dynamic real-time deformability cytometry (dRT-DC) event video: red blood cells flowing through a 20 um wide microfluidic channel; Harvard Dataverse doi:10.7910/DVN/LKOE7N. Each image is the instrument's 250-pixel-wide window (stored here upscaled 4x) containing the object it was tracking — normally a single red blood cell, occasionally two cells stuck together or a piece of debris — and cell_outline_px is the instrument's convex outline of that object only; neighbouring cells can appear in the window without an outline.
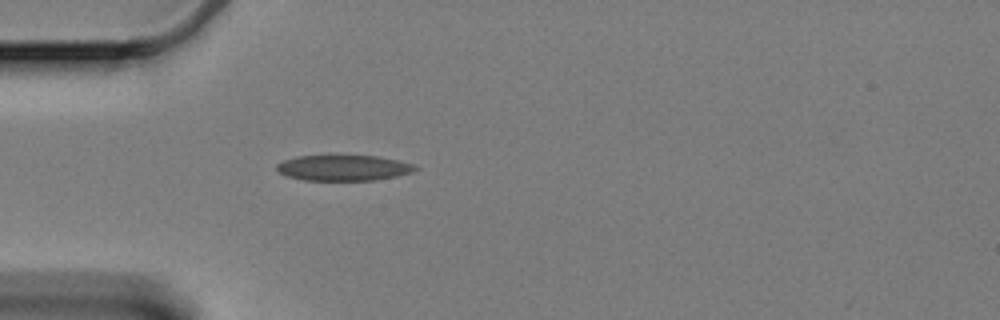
{"species": "Egyptian fruit bat (a non-hibernating species)", "species_latin": "Rousettus aegyptiacus", "temperature_condition": "cold", "stored_images_in_passage": 13, "camera_frame_rate_fps": 3000, "um_per_image_px": 0.085, "animal": {"sex": "female"}, "frame": {"image": 1, "passage_image": 1, "time_ms": 0.0, "image_size_px": [1000, 320], "cell_outline_px": [[420, 168], [412, 172], [396, 176], [372, 180], [304, 180], [288, 176], [280, 172], [276, 168], [276, 164], [284, 160], [296, 156], [380, 156], [412, 164]], "centroid_in_image_um": [29.2, 14.26], "position_along_channel_um": 55.8, "area_um2": 20.46}}
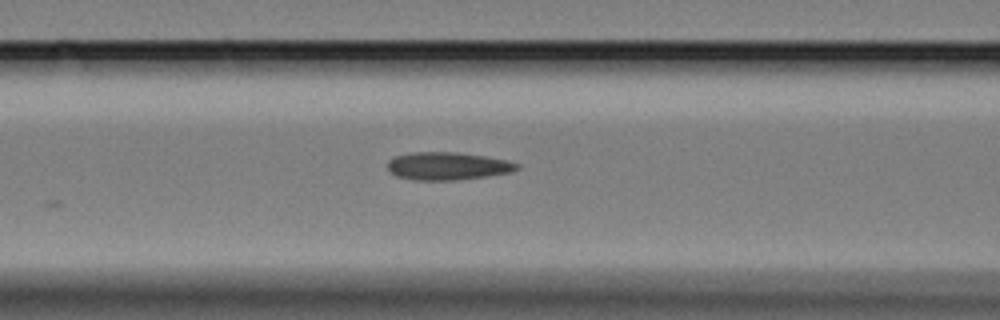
{"frame": {"image": 2, "passage_image": 8, "time_ms": 2.333, "image_size_px": [1000, 320], "cell_outline_px": [[520, 168], [512, 172], [488, 176], [456, 180], [412, 180], [396, 176], [388, 172], [388, 160], [396, 156], [412, 152], [456, 152], [484, 156], [508, 160], [520, 164]], "centroid_in_image_um": [38.05, 14.12], "position_along_channel_um": 128.5, "area_um2": 21.15}}
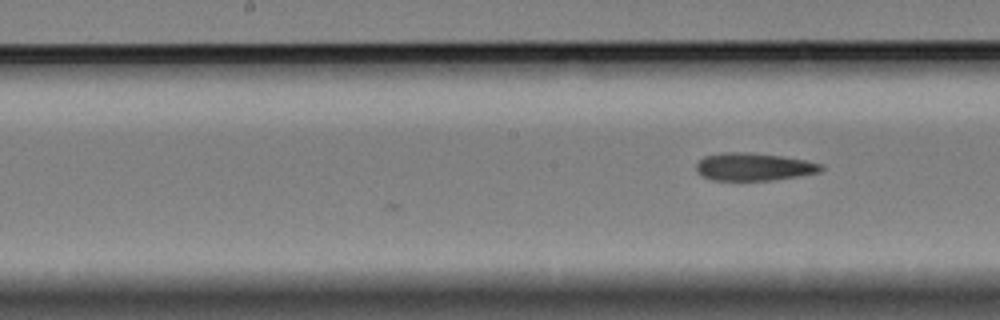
{"frame": {"image": 3, "passage_image": 13, "time_ms": 4.0, "image_size_px": [1000, 320], "cell_outline_px": [[824, 168], [820, 172], [772, 180], [712, 180], [700, 176], [696, 172], [696, 164], [704, 156], [720, 152], [752, 152], [808, 160], [824, 164]], "centroid_in_image_um": [64.05, 14.17], "position_along_channel_um": 184.1, "area_um2": 20.4}}